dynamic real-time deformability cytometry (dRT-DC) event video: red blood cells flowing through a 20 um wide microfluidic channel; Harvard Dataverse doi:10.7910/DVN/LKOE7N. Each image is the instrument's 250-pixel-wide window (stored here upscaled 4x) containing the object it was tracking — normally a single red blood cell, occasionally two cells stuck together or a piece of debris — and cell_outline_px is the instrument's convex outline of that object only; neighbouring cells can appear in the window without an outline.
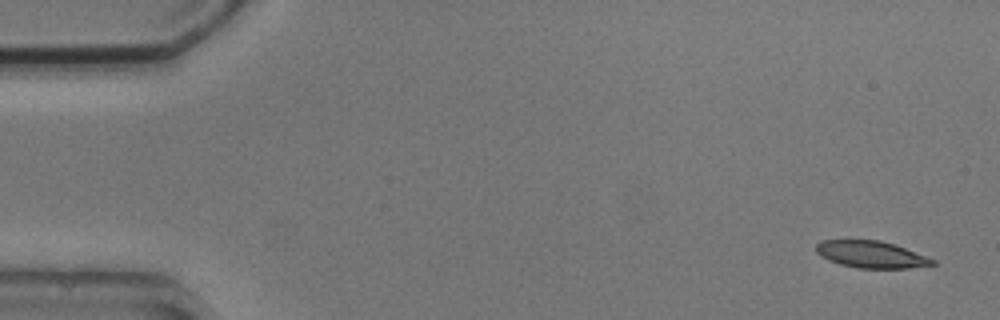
{"species": "common noctule bat (a hibernating species)", "species_latin": "Nyctalus noctula", "temperature_condition": "cold", "stored_images_in_passage": 5, "camera_frame_rate_fps": 3000, "um_per_image_px": 0.085, "animal": {"sex": "male", "body_mass_g": 20.5, "forearm_length_mm": 52.5}, "frame": {"image": 1, "passage_image": 1, "time_ms": 0.0, "image_size_px": [1000, 320], "cell_outline_px": [[936, 264], [908, 268], [860, 268], [840, 264], [828, 260], [820, 256], [816, 252], [816, 244], [820, 240], [880, 240], [904, 248], [936, 260]], "centroid_in_image_um": [74.01, 21.62], "position_along_channel_um": 11.0, "area_um2": 18.09}}